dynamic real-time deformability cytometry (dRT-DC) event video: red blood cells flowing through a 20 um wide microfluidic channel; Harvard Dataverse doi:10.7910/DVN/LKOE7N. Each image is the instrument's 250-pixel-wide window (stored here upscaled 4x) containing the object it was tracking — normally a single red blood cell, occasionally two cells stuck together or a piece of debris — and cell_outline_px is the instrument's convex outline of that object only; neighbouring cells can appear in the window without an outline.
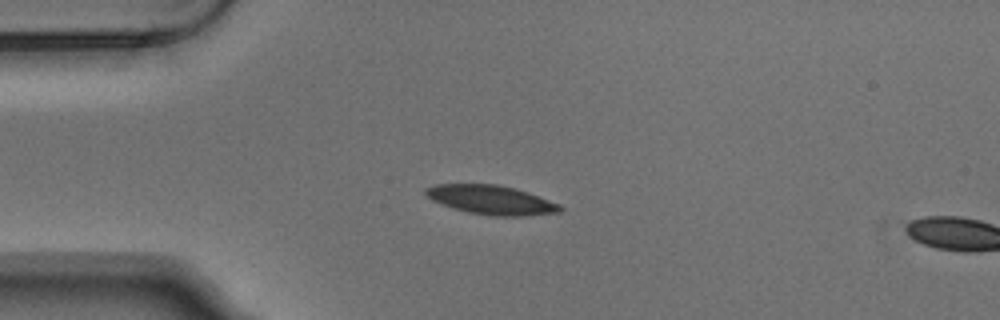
{"species": "Egyptian fruit bat (a non-hibernating species)", "species_latin": "Rousettus aegyptiacus", "temperature_condition": "warm", "stored_images_in_passage": 2, "segment_of_instrument_passage": [1, 2], "camera_frame_rate_fps": 3000, "um_per_image_px": 0.085, "animal": {"sex": "male"}, "frame": {"image": 1, "passage_image": 1, "time_ms": 0.0, "image_size_px": [1000, 320], "cell_outline_px": [[564, 208], [560, 212], [528, 216], [492, 216], [468, 212], [452, 208], [432, 200], [424, 192], [424, 188], [436, 184], [496, 184], [516, 188], [528, 192], [560, 204]], "centroid_in_image_um": [41.77, 16.99], "position_along_channel_um": 43.2, "area_um2": 22.95}}